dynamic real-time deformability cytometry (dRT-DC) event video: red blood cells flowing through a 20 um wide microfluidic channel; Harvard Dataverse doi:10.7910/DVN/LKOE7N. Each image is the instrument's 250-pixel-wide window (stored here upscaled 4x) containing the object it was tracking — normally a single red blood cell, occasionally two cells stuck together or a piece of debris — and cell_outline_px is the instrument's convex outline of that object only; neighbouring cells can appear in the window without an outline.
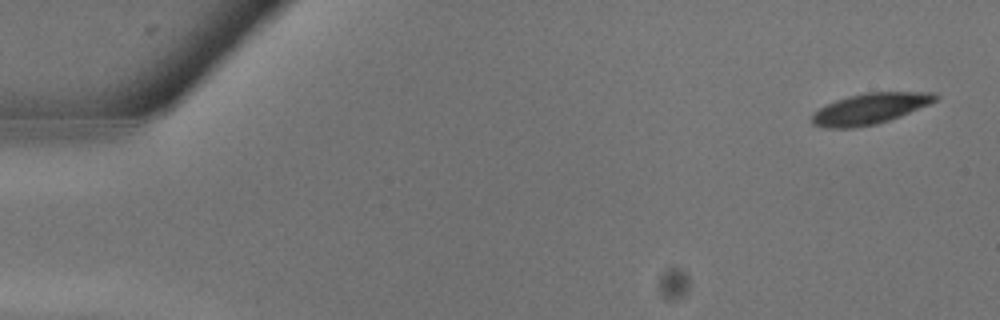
{"species": "common noctule bat (a hibernating species)", "species_latin": "Nyctalus noctula", "temperature_condition": "warm", "stored_images_in_passage": 11, "camera_frame_rate_fps": 3000, "um_per_image_px": 0.085, "animal": {"sex": "male", "body_mass_g": 13.3}, "frame": {"image": 1, "passage_image": 2, "time_ms": 0.333, "image_size_px": [1000, 320], "cell_outline_px": [[940, 96], [936, 100], [928, 104], [900, 116], [876, 124], [852, 128], [824, 128], [812, 124], [812, 116], [820, 108], [836, 100], [848, 96], [864, 92], [932, 92]], "centroid_in_image_um": [73.94, 9.23], "position_along_channel_um": 11.1, "area_um2": 21.96}}
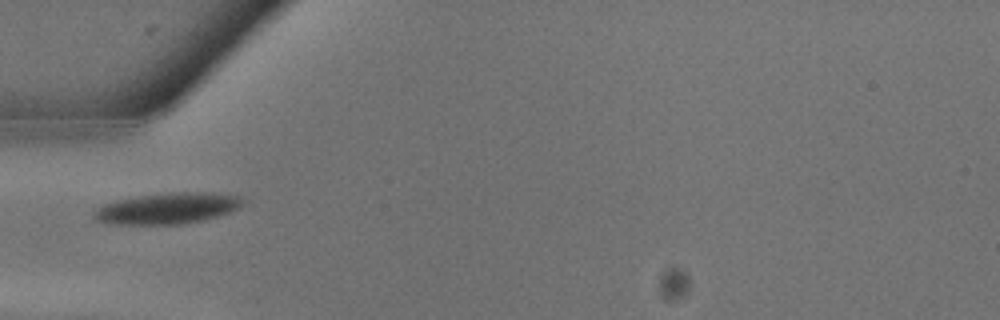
{"frame": {"image": 2, "passage_image": 10, "time_ms": 3.0, "image_size_px": [1000, 320], "cell_outline_px": [[240, 208], [204, 220], [180, 224], [104, 224], [96, 220], [92, 216], [92, 212], [96, 208], [104, 204], [116, 200], [140, 196], [172, 192], [208, 192], [236, 196], [240, 200]], "centroid_in_image_um": [14.13, 17.72], "position_along_channel_um": 70.9, "area_um2": 26.7}}